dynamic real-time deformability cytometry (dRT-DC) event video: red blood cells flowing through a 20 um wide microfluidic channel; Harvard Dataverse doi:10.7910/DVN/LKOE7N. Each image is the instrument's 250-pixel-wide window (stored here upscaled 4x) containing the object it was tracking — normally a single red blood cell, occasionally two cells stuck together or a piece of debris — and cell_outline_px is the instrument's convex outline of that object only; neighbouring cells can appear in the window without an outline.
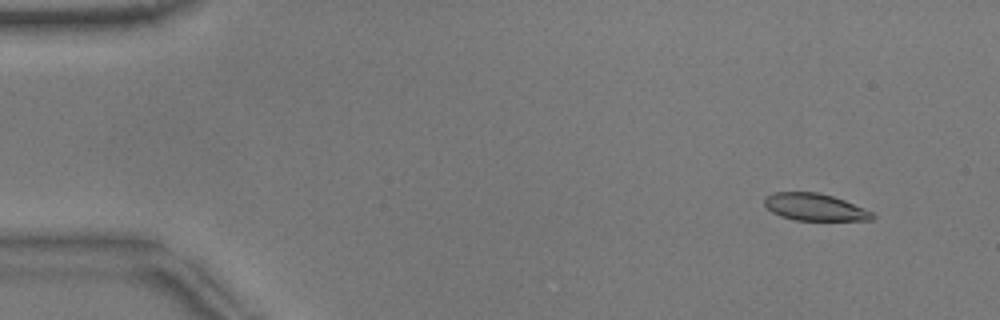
{"species": "common noctule bat (a hibernating species)", "species_latin": "Nyctalus noctula", "temperature_condition": "warm", "stored_images_in_passage": 24, "camera_frame_rate_fps": 3000, "um_per_image_px": 0.085, "animal": {"sex": "male", "body_mass_g": 17.9}, "frame": {"image": 1, "passage_image": 5, "time_ms": 1.333, "image_size_px": [1000, 320], "cell_outline_px": [[876, 216], [872, 220], [796, 220], [780, 216], [772, 212], [764, 204], [764, 196], [772, 192], [816, 192], [832, 196], [844, 200], [864, 208], [872, 212]], "centroid_in_image_um": [69.23, 17.6], "position_along_channel_um": 15.8, "area_um2": 17.05}}
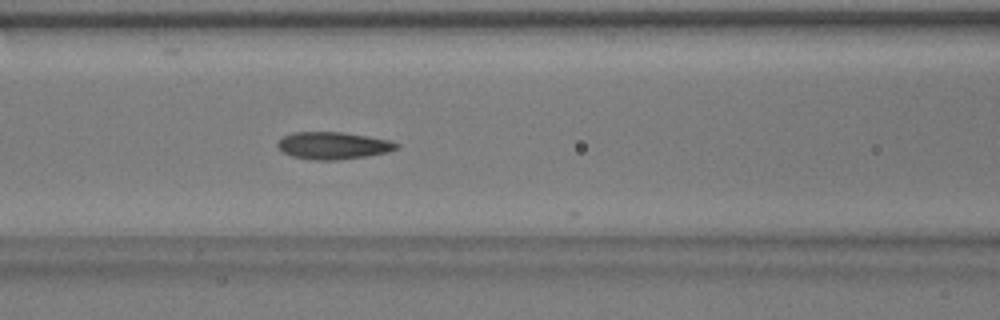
{"frame": {"image": 2, "passage_image": 23, "time_ms": 7.333, "image_size_px": [1000, 320], "cell_outline_px": [[400, 144], [396, 148], [388, 152], [368, 156], [336, 160], [316, 160], [292, 156], [284, 152], [276, 144], [284, 136], [292, 132], [340, 132], [368, 136], [388, 140]], "centroid_in_image_um": [28.33, 12.37], "position_along_channel_um": 138.3, "area_um2": 18.67}}